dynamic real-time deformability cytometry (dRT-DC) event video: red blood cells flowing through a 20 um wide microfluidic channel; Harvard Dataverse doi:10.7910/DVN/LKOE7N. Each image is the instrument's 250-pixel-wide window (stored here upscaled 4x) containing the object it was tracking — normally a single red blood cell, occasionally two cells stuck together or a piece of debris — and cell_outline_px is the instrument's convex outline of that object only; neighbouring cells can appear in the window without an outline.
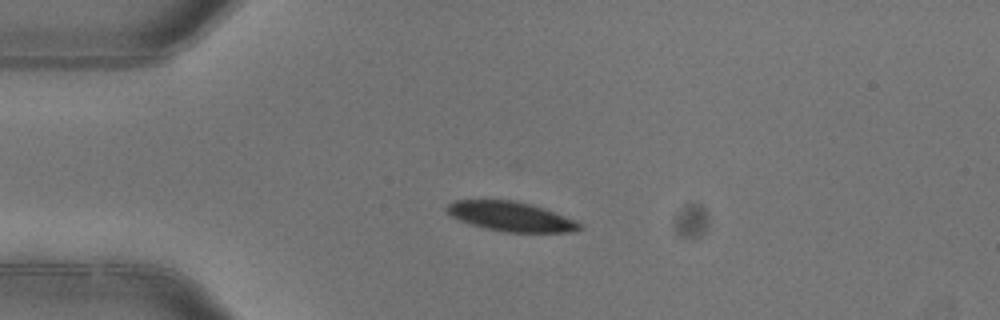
{"species": "common noctule bat (a hibernating species)", "species_latin": "Nyctalus noctula", "temperature_condition": "warm", "stored_images_in_passage": 4, "camera_frame_rate_fps": 3000, "um_per_image_px": 0.085, "animal": {"sex": "female"}, "frame": {"image": 1, "passage_image": 3, "time_ms": 0.667, "image_size_px": [1000, 320], "cell_outline_px": [[580, 228], [576, 232], [504, 232], [472, 224], [460, 220], [452, 216], [444, 208], [448, 204], [456, 200], [512, 200], [544, 208], [564, 216], [580, 224]], "centroid_in_image_um": [43.4, 18.4], "position_along_channel_um": 41.6, "area_um2": 22.37}}